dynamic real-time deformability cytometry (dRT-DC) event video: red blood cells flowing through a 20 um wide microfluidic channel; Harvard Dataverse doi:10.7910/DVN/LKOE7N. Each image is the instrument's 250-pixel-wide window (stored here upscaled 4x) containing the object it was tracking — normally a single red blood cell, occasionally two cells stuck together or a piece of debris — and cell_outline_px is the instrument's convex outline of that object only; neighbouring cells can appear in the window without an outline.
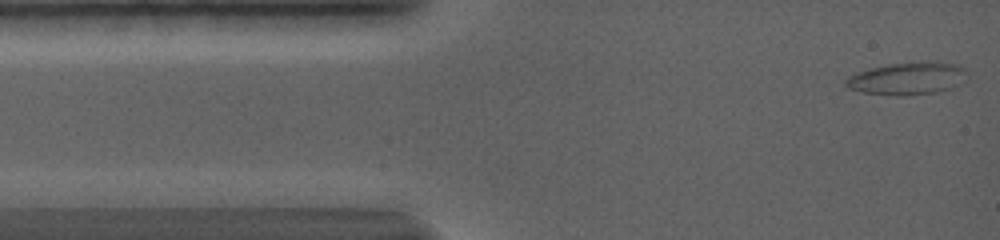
{"species": "common noctule bat (a hibernating species)", "species_latin": "Nyctalus noctula", "temperature_condition": "warm", "stored_images_in_passage": 98, "camera_frame_rate_fps": 5000, "um_per_image_px": 0.085, "animal": {"sex": "female", "body_mass_g": 19.0, "forearm_length_mm": 56.7}, "frame": {"image": 1, "passage_image": 1, "time_ms": 0.0, "image_size_px": [1000, 240], "cell_outline_px": [[968, 80], [960, 84], [936, 92], [908, 96], [896, 96], [860, 92], [848, 88], [844, 84], [844, 80], [848, 76], [856, 72], [868, 68], [904, 60], [940, 60], [960, 64], [968, 72]], "centroid_in_image_um": [77.17, 6.62], "position_along_channel_um": 7.8, "area_um2": 24.33}}
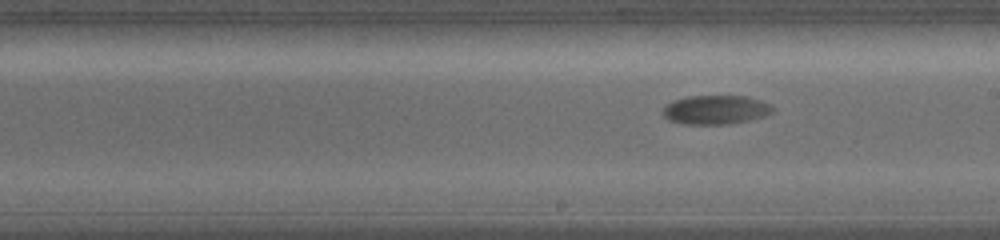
{"frame": {"image": 2, "passage_image": 49, "time_ms": 8.6, "image_size_px": [1000, 240], "cell_outline_px": [[772, 112], [764, 116], [748, 120], [728, 124], [684, 124], [668, 120], [660, 112], [672, 100], [688, 96], [748, 96], [760, 100], [768, 104], [772, 108]], "centroid_in_image_um": [60.78, 9.33], "position_along_channel_um": 228.2, "area_um2": 18.5}}
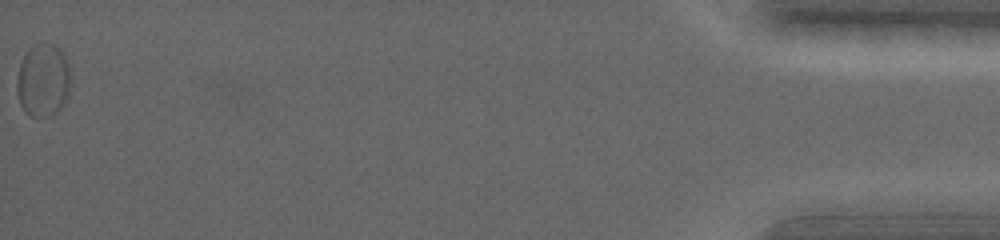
{"frame": {"image": 3, "passage_image": 98, "time_ms": 19.4, "image_size_px": [1000, 240], "cell_outline_px": [[72, 68], [68, 96], [48, 116], [32, 116], [24, 112], [20, 104], [16, 88], [16, 80], [20, 64], [28, 48], [36, 44], [52, 44], [64, 52]], "centroid_in_image_um": [3.67, 6.77], "position_along_channel_um": 431.5, "area_um2": 22.89}, "authors_computed_cell_mechanics": {"area_um2": 19.2185, "velocity_mm_per_s": 3.3374, "shape_relaxation_time_tau1_ms": 3.8144, "shape_relaxation_time_tau2_ms": null, "deformation_change_tau1": 0.0841, "deformation_change_tau2": null}}